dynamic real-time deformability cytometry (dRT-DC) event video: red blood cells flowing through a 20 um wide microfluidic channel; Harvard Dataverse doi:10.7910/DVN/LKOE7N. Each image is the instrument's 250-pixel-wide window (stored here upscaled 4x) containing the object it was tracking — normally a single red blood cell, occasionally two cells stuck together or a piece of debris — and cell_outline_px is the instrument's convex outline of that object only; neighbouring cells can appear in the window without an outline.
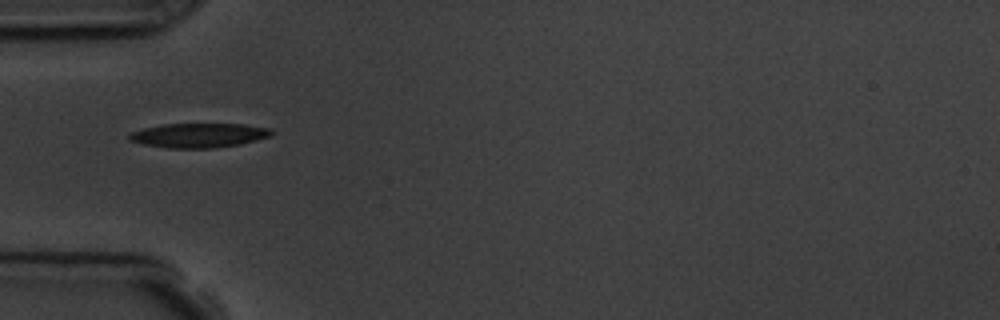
{"species": "common noctule bat (a hibernating species)", "species_latin": "Nyctalus noctula", "temperature_condition": "room temperature", "stored_images_in_passage": 3, "camera_frame_rate_fps": 3000, "um_per_image_px": 0.085, "animal": {"sex": "male", "body_mass_g": 19.5, "forearm_length_mm": 54.6}, "frame": {"image": 1, "passage_image": 1, "time_ms": 0.0, "image_size_px": [1000, 320], "cell_outline_px": [[272, 132], [268, 136], [256, 140], [240, 144], [216, 148], [168, 148], [144, 144], [128, 140], [128, 136], [132, 132], [144, 128], [164, 124], [244, 124], [268, 128]], "centroid_in_image_um": [16.87, 11.51], "position_along_channel_um": 68.1, "area_um2": 20.0}}